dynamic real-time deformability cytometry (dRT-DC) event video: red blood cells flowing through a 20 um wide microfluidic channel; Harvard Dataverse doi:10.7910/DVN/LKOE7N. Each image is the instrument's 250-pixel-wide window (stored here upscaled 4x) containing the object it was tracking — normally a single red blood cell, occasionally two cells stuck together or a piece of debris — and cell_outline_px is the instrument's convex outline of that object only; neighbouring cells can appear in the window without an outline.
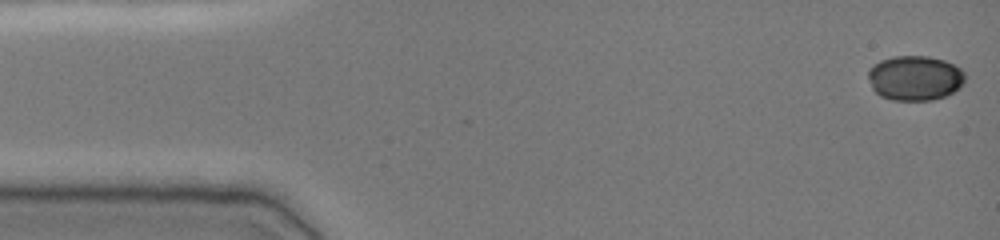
{"species": "common noctule bat (a hibernating species)", "species_latin": "Nyctalus noctula", "temperature_condition": "cold", "stored_images_in_passage": 45, "camera_frame_rate_fps": 3000, "um_per_image_px": 0.085, "animal": {"sex": "female", "body_mass_g": 19.0, "forearm_length_mm": 51.5}, "frame": {"image": 1, "passage_image": 1, "time_ms": 0.0, "image_size_px": [1000, 240], "cell_outline_px": [[964, 84], [960, 88], [948, 96], [932, 100], [892, 100], [880, 96], [872, 88], [868, 76], [868, 68], [872, 64], [880, 60], [892, 56], [928, 56], [944, 60], [960, 68], [964, 72]], "centroid_in_image_um": [77.76, 6.63], "position_along_channel_um": 7.2, "area_um2": 25.66}}
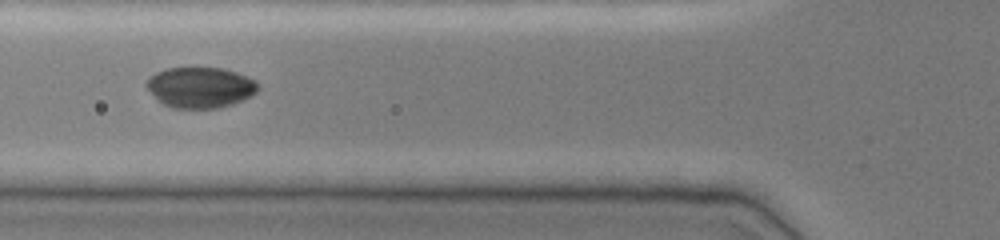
{"frame": {"image": 2, "passage_image": 18, "time_ms": 5.667, "image_size_px": [1000, 240], "cell_outline_px": [[260, 88], [252, 96], [244, 100], [232, 104], [216, 108], [172, 108], [156, 100], [144, 84], [148, 76], [164, 68], [224, 68], [248, 76], [256, 80]], "centroid_in_image_um": [17.02, 7.42], "position_along_channel_um": 108.8, "area_um2": 26.88}}
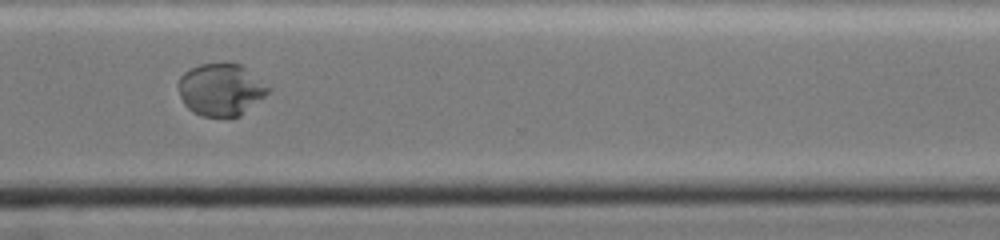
{"frame": {"image": 3, "passage_image": 37, "time_ms": 12.0, "image_size_px": [1000, 240], "cell_outline_px": [[272, 88], [264, 96], [240, 116], [200, 116], [192, 112], [184, 104], [180, 96], [176, 84], [180, 76], [184, 72], [200, 64], [240, 64]], "centroid_in_image_um": [18.74, 7.62], "position_along_channel_um": 351.9, "area_um2": 27.17}}